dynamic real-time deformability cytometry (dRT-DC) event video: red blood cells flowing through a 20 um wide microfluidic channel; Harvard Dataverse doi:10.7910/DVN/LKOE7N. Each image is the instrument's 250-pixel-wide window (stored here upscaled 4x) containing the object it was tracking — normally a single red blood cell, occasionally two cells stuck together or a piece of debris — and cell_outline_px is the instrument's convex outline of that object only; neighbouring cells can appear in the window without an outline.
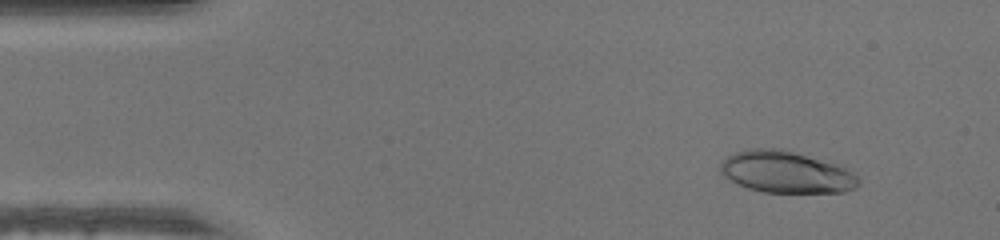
{"species": "human", "species_latin": "Homo sapiens", "temperature_condition": "warm", "stored_images_in_passage": 47, "camera_frame_rate_fps": 3000, "um_per_image_px": 0.085, "donor": {"sex": "male"}, "frame": {"image": 1, "passage_image": 4, "time_ms": 1.0, "image_size_px": [1000, 240], "cell_outline_px": [[860, 184], [856, 188], [844, 192], [764, 192], [748, 188], [736, 184], [728, 180], [720, 172], [720, 164], [728, 156], [736, 152], [752, 148], [780, 148], [844, 164], [860, 176]], "centroid_in_image_um": [66.91, 14.62], "position_along_channel_um": 18.1, "area_um2": 34.39}}
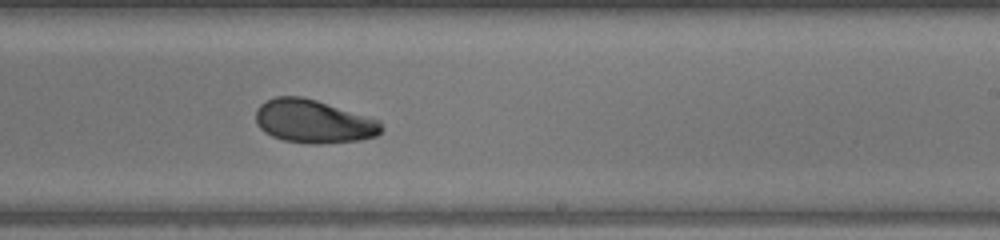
{"frame": {"image": 2, "passage_image": 28, "time_ms": 9.0, "image_size_px": [1000, 240], "cell_outline_px": [[384, 128], [376, 136], [360, 140], [320, 144], [308, 144], [284, 140], [272, 136], [264, 132], [256, 124], [256, 108], [260, 104], [276, 96], [300, 96], [316, 100], [380, 120]], "centroid_in_image_um": [26.64, 10.32], "position_along_channel_um": 262.4, "area_um2": 31.79}}
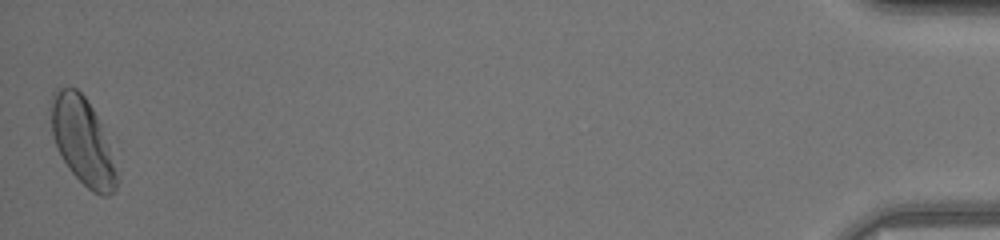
{"frame": {"image": 3, "passage_image": 47, "time_ms": 15.333, "image_size_px": [1000, 240], "cell_outline_px": [[116, 188], [108, 196], [100, 196], [92, 192], [68, 168], [56, 148], [52, 136], [52, 92], [60, 88], [76, 88], [84, 96], [92, 108], [100, 124], [108, 144], [116, 176]], "centroid_in_image_um": [6.99, 12.01], "position_along_channel_um": 428.2, "area_um2": 32.37}}